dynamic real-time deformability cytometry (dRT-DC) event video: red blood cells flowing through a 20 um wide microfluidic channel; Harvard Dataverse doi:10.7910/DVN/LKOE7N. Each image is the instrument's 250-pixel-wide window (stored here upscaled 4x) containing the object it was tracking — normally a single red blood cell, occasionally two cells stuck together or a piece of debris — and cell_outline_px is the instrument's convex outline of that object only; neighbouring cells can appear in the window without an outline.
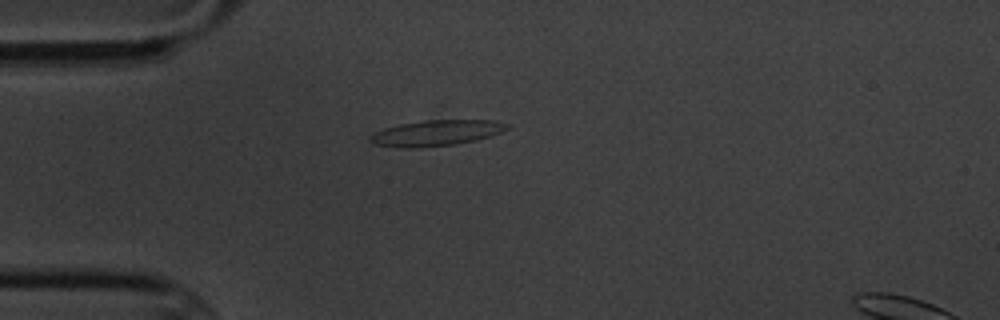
{"species": "common noctule bat (a hibernating species)", "species_latin": "Nyctalus noctula", "temperature_condition": "cold", "stored_images_in_passage": 4, "camera_frame_rate_fps": 3000, "um_per_image_px": 0.085, "animal": {"sex": "male", "body_mass_g": 20.1, "forearm_length_mm": 53.5}, "frame": {"image": 1, "passage_image": 1, "time_ms": 0.0, "image_size_px": [1000, 320], "cell_outline_px": [[508, 128], [500, 132], [476, 140], [456, 144], [416, 148], [400, 148], [372, 144], [368, 136], [384, 128], [400, 124], [424, 120], [496, 120], [508, 124]], "centroid_in_image_um": [37.04, 11.3], "position_along_channel_um": 48.0, "area_um2": 20.52}}
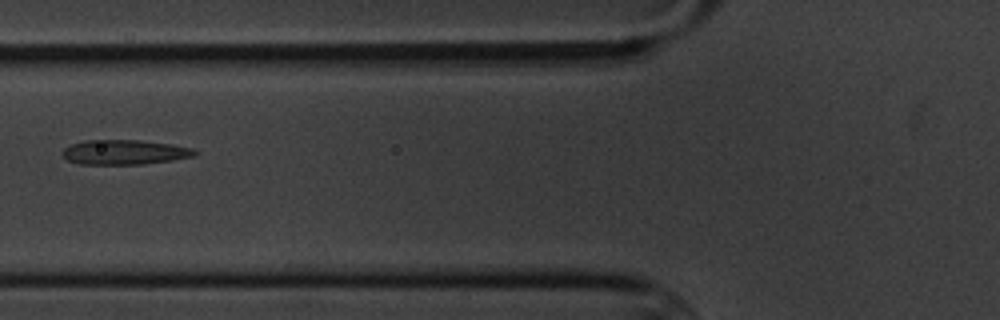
{"frame": {"image": 2, "passage_image": 3, "time_ms": 2.333, "image_size_px": [1000, 320], "cell_outline_px": [[196, 156], [172, 160], [144, 164], [80, 164], [68, 160], [60, 152], [64, 148], [72, 144], [84, 140], [140, 140], [172, 144], [192, 148], [196, 152]], "centroid_in_image_um": [10.58, 12.93], "position_along_channel_um": 115.2, "area_um2": 19.07}}
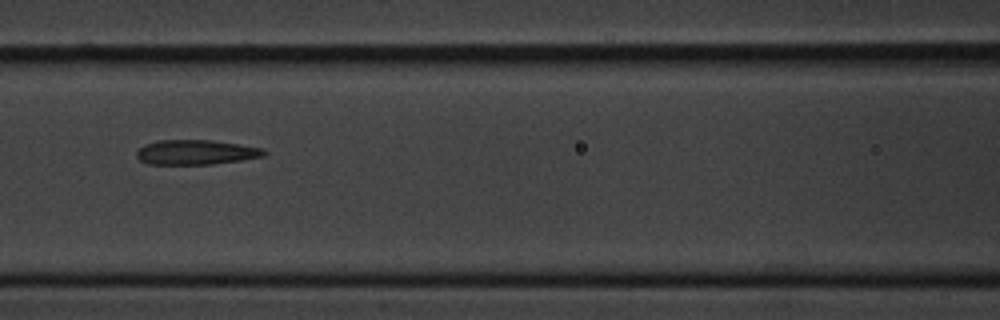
{"frame": {"image": 3, "passage_image": 4, "time_ms": 3.333, "image_size_px": [1000, 320], "cell_outline_px": [[268, 152], [264, 156], [240, 160], [212, 164], [148, 164], [140, 160], [136, 156], [136, 152], [144, 144], [156, 140], [208, 140], [264, 148]], "centroid_in_image_um": [16.63, 12.94], "position_along_channel_um": 150.0, "area_um2": 18.32}}